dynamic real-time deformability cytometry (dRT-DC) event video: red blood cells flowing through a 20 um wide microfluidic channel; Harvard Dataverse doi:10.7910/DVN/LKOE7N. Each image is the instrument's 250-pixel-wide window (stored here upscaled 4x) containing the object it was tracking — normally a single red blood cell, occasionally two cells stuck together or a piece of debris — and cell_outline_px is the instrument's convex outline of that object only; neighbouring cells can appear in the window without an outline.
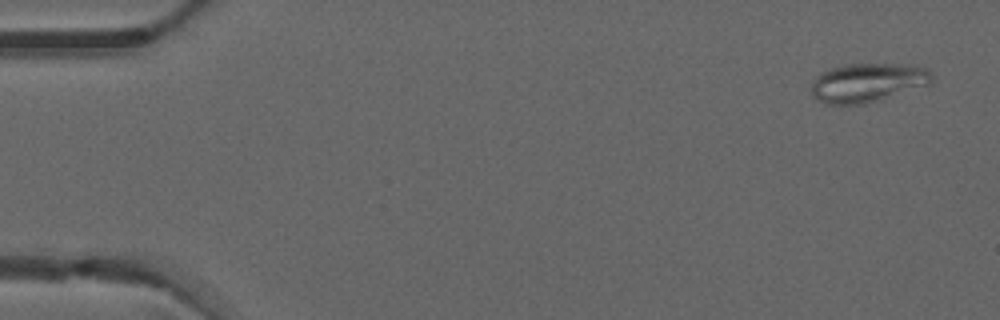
{"species": "common noctule bat (a hibernating species)", "species_latin": "Nyctalus noctula", "temperature_condition": "warm", "stored_images_in_passage": 5, "camera_frame_rate_fps": 3000, "um_per_image_px": 0.085, "animal": {"sex": "male", "forearm_length_mm": 52.5}, "frame": {"image": 1, "passage_image": 1, "time_ms": 0.0, "image_size_px": [1000, 320], "cell_outline_px": [[932, 80], [928, 84], [864, 104], [824, 104], [812, 96], [812, 80], [820, 72], [828, 68], [844, 64], [916, 64], [928, 68], [932, 72]], "centroid_in_image_um": [73.71, 6.99], "position_along_channel_um": 11.3, "area_um2": 27.46}}